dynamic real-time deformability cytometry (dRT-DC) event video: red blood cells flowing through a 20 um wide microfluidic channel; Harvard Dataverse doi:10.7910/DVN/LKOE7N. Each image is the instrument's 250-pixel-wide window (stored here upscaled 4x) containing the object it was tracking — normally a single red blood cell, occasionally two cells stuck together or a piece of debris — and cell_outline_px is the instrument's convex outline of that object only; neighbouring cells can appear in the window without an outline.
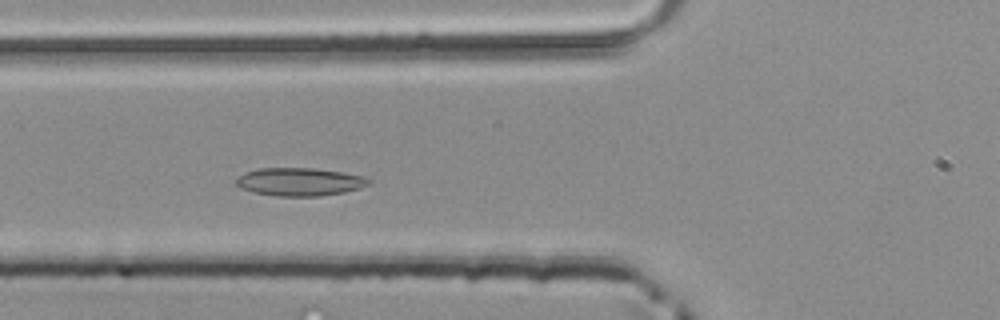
{"species": "common noctule bat (a hibernating species)", "species_latin": "Nyctalus noctula", "temperature_condition": "room temperature", "stored_images_in_passage": 37, "camera_frame_rate_fps": 3000, "um_per_image_px": 0.085, "animal": {"sex": "male", "body_mass_g": 20.4}, "frame": {"image": 1, "passage_image": 6, "time_ms": 1.667, "image_size_px": [1000, 320], "cell_outline_px": [[372, 180], [368, 184], [360, 188], [344, 192], [320, 196], [276, 196], [252, 192], [240, 188], [236, 184], [236, 180], [244, 172], [260, 168], [312, 168], [340, 172], [364, 176]], "centroid_in_image_um": [25.45, 15.46], "position_along_channel_um": 100.3, "area_um2": 21.62}}
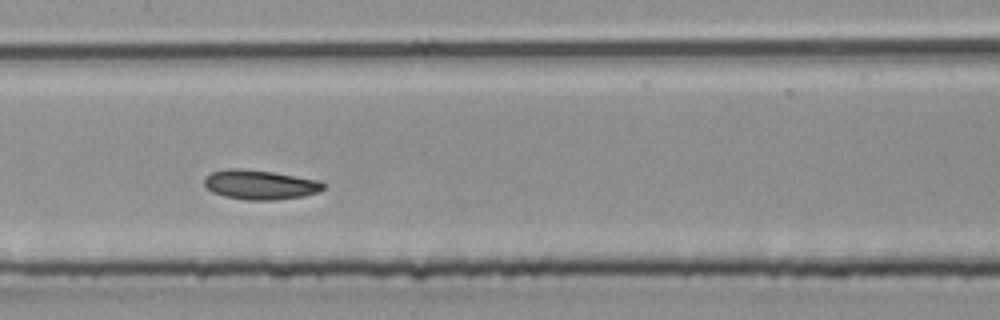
{"frame": {"image": 2, "passage_image": 12, "time_ms": 3.667, "image_size_px": [1000, 320], "cell_outline_px": [[324, 188], [316, 192], [304, 196], [276, 200], [244, 200], [224, 196], [212, 192], [204, 184], [204, 176], [212, 172], [228, 168], [236, 168], [272, 172], [320, 180], [324, 184]], "centroid_in_image_um": [22.08, 15.7], "position_along_channel_um": 185.3, "area_um2": 20.46}}
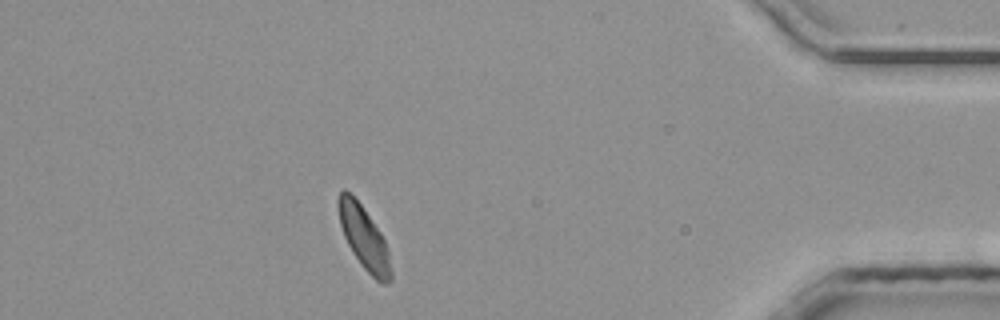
{"frame": {"image": 3, "passage_image": 31, "time_ms": 10.0, "image_size_px": [1000, 320], "cell_outline_px": [[392, 280], [388, 284], [380, 284], [360, 264], [352, 252], [344, 236], [340, 224], [336, 204], [336, 200], [340, 192], [344, 188], [360, 204], [380, 232], [388, 248], [392, 272]], "centroid_in_image_um": [30.94, 20.25], "position_along_channel_um": 404.3, "area_um2": 19.31}}